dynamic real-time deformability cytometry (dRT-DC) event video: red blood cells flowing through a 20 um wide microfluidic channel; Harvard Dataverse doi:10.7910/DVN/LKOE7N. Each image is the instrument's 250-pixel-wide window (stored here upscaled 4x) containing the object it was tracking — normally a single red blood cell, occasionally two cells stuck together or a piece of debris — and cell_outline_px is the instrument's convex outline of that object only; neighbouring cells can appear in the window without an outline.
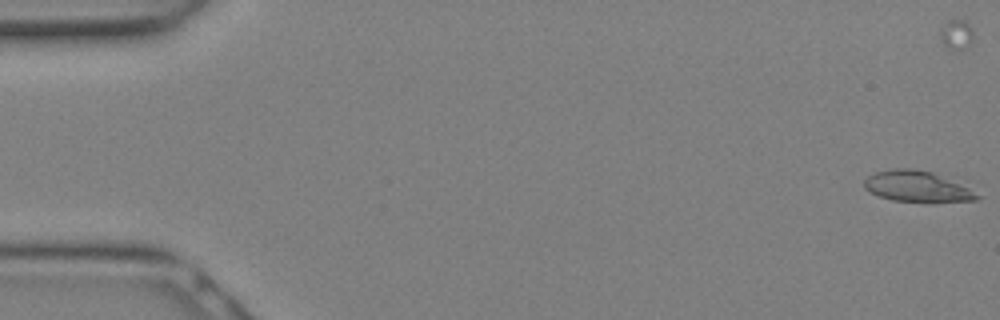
{"species": "Egyptian fruit bat (a non-hibernating species)", "species_latin": "Rousettus aegyptiacus", "temperature_condition": "warm", "stored_images_in_passage": 12, "camera_frame_rate_fps": 3000, "um_per_image_px": 0.085, "animal": {"sex": "female"}, "frame": {"image": 1, "passage_image": 1, "time_ms": 0.0, "image_size_px": [1000, 320], "cell_outline_px": [[980, 196], [976, 200], [892, 200], [880, 196], [864, 188], [864, 180], [868, 176], [876, 172], [896, 168], [912, 168], [932, 172], [968, 188]], "centroid_in_image_um": [77.87, 15.81], "position_along_channel_um": 7.1, "area_um2": 19.25}}
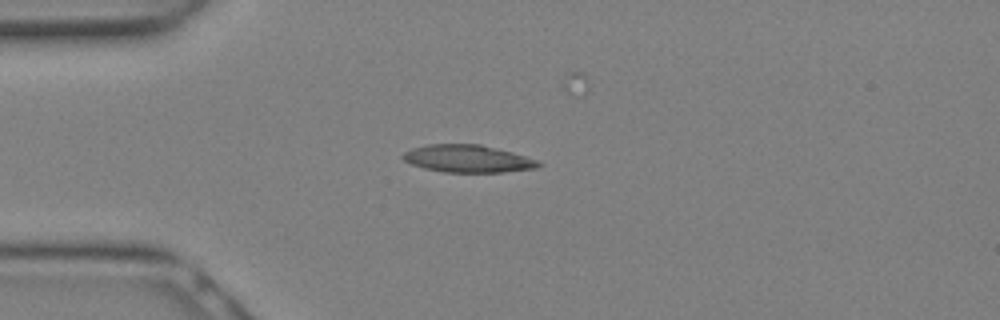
{"frame": {"image": 2, "passage_image": 8, "time_ms": 2.333, "image_size_px": [1000, 320], "cell_outline_px": [[544, 164], [536, 168], [504, 172], [444, 172], [424, 168], [412, 164], [404, 160], [400, 156], [404, 152], [412, 148], [428, 144], [480, 144], [512, 152], [536, 160]], "centroid_in_image_um": [39.74, 13.49], "position_along_channel_um": 45.3, "area_um2": 21.62}}
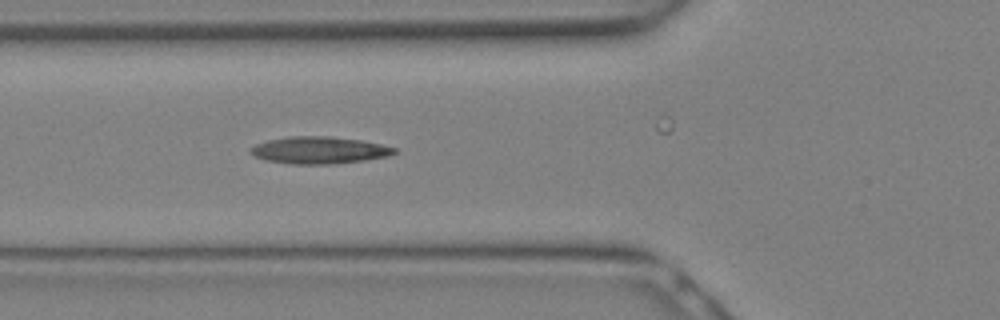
{"frame": {"image": 3, "passage_image": 11, "time_ms": 3.333, "image_size_px": [1000, 320], "cell_outline_px": [[396, 152], [388, 156], [364, 160], [328, 164], [292, 164], [268, 160], [256, 156], [248, 152], [248, 148], [256, 144], [268, 140], [288, 136], [328, 136], [360, 140], [380, 144], [396, 148]], "centroid_in_image_um": [27.1, 12.76], "position_along_channel_um": 98.7, "area_um2": 22.48}}